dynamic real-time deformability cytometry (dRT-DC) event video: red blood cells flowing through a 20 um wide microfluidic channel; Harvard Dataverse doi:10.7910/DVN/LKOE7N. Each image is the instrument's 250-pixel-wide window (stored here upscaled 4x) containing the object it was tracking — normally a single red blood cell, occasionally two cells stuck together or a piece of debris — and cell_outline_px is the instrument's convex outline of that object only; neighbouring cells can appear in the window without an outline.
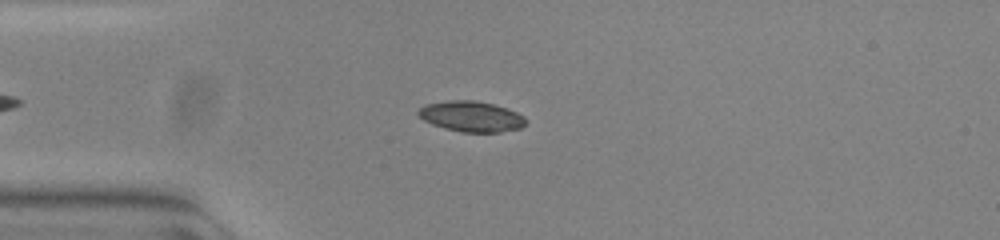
{"species": "common noctule bat (a hibernating species)", "species_latin": "Nyctalus noctula", "temperature_condition": "warm", "stored_images_in_passage": 55, "camera_frame_rate_fps": 3000, "um_per_image_px": 0.085, "animal": {"sex": "female", "body_mass_g": 23.0, "forearm_length_mm": 53.4}, "frame": {"image": 1, "passage_image": 15, "time_ms": 4.667, "image_size_px": [1000, 240], "cell_outline_px": [[528, 124], [520, 128], [500, 132], [460, 132], [444, 128], [432, 124], [424, 120], [416, 112], [420, 108], [428, 104], [448, 100], [476, 100], [492, 104], [516, 112], [524, 116], [528, 120]], "centroid_in_image_um": [40.09, 9.9], "position_along_channel_um": 44.9, "area_um2": 19.13}}
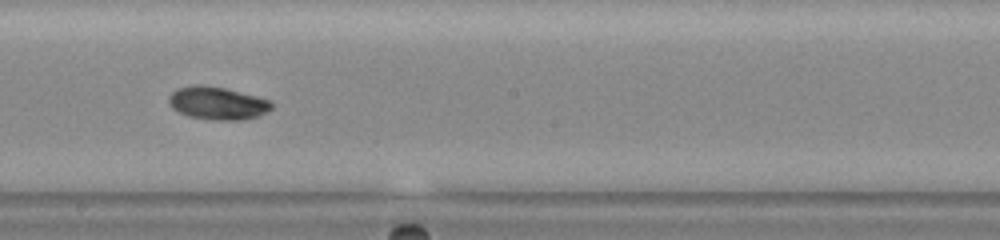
{"frame": {"image": 2, "passage_image": 31, "time_ms": 10.0, "image_size_px": [1000, 240], "cell_outline_px": [[272, 108], [268, 112], [256, 116], [240, 120], [216, 120], [188, 116], [172, 108], [168, 100], [168, 96], [176, 88], [196, 84], [200, 84], [224, 88], [272, 100]], "centroid_in_image_um": [18.47, 8.76], "position_along_channel_um": 229.7, "area_um2": 19.65}}
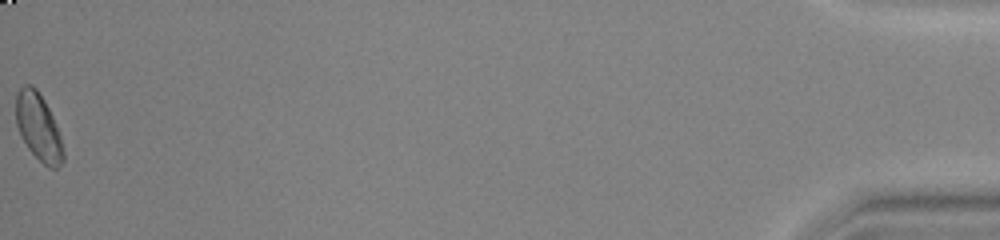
{"frame": {"image": 3, "passage_image": 55, "time_ms": 18.0, "image_size_px": [1000, 240], "cell_outline_px": [[64, 160], [56, 168], [48, 168], [28, 148], [20, 136], [16, 124], [16, 96], [20, 88], [24, 84], [32, 84], [36, 88], [44, 100], [52, 116], [60, 136], [64, 152]], "centroid_in_image_um": [3.25, 10.79], "position_along_channel_um": 431.9, "area_um2": 18.38}, "authors_computed_cell_mechanics": {"area_um2": 18.6694, "velocity_mm_per_s": 3.8226, "shape_relaxation_time_tau1_ms": 5.0038, "shape_relaxation_time_tau2_ms": null, "deformation_change_tau1": 0.1636, "deformation_change_tau2": null}}